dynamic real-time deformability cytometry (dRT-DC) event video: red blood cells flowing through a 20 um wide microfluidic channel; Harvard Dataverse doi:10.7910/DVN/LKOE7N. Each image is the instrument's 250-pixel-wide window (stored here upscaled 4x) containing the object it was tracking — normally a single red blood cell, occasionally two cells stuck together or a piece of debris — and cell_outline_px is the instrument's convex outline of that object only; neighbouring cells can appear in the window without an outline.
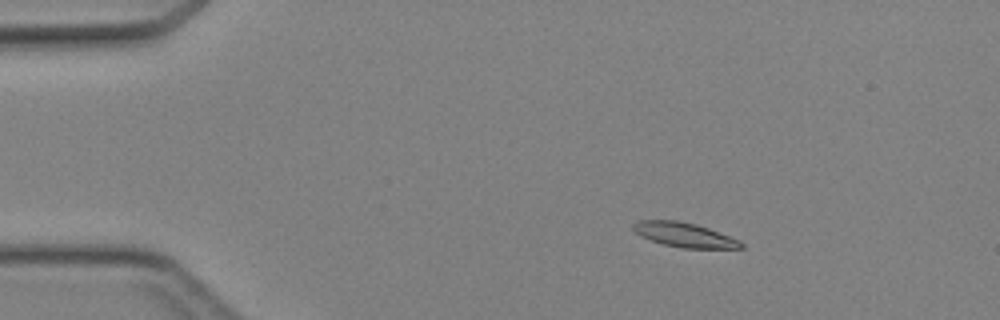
{"species": "Egyptian fruit bat (a non-hibernating species)", "species_latin": "Rousettus aegyptiacus", "temperature_condition": "cold", "stored_images_in_passage": 47, "camera_frame_rate_fps": 3000, "um_per_image_px": 0.085, "animal": {"sex": "female"}, "frame": {"image": 1, "passage_image": 9, "time_ms": 2.667, "image_size_px": [1000, 320], "cell_outline_px": [[744, 248], [684, 248], [664, 244], [640, 236], [632, 228], [632, 224], [640, 220], [676, 220], [696, 224], [708, 228], [740, 240], [744, 244]], "centroid_in_image_um": [58.18, 19.95], "position_along_channel_um": 26.8, "area_um2": 15.26}}
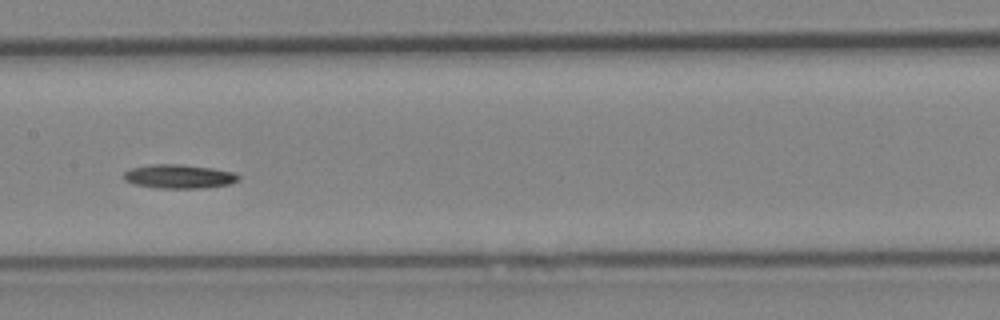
{"frame": {"image": 2, "passage_image": 25, "time_ms": 8.0, "image_size_px": [1000, 320], "cell_outline_px": [[240, 176], [236, 180], [228, 184], [204, 188], [156, 188], [132, 184], [124, 180], [124, 172], [132, 168], [152, 164], [180, 164], [212, 168], [232, 172]], "centroid_in_image_um": [15.16, 15.0], "position_along_channel_um": 192.2, "area_um2": 15.9}}
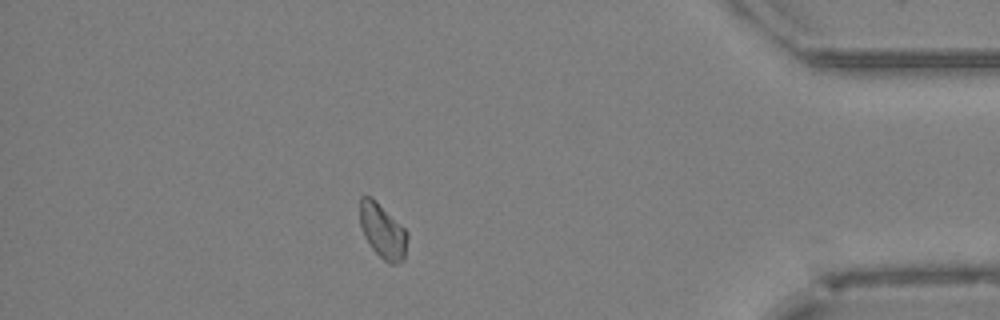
{"frame": {"image": 3, "passage_image": 42, "time_ms": 13.667, "image_size_px": [1000, 320], "cell_outline_px": [[408, 236], [404, 260], [396, 264], [388, 264], [372, 248], [364, 236], [360, 224], [360, 196], [372, 196], [408, 232]], "centroid_in_image_um": [32.53, 19.64], "position_along_channel_um": 402.7, "area_um2": 15.14}}